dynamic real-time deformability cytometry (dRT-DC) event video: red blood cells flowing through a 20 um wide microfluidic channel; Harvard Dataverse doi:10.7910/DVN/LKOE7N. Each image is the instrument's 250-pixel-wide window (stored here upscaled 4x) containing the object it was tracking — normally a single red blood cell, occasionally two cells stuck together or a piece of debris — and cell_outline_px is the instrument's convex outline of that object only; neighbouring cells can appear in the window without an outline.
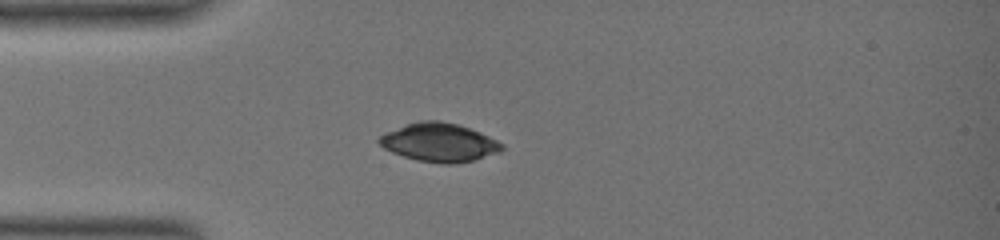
{"species": "common noctule bat (a hibernating species)", "species_latin": "Nyctalus noctula", "temperature_condition": "warm", "stored_images_in_passage": 42, "camera_frame_rate_fps": 3000, "um_per_image_px": 0.085, "animal": {"sex": "female", "body_mass_g": 19.0, "forearm_length_mm": 51.5}, "frame": {"image": 1, "passage_image": 1, "time_ms": 0.0, "image_size_px": [1000, 240], "cell_outline_px": [[504, 148], [500, 152], [476, 160], [452, 164], [444, 164], [416, 160], [392, 152], [384, 148], [376, 140], [380, 136], [388, 132], [408, 124], [420, 120], [440, 120], [456, 124], [480, 132], [504, 144]], "centroid_in_image_um": [37.37, 12.12], "position_along_channel_um": 47.6, "area_um2": 27.4}}
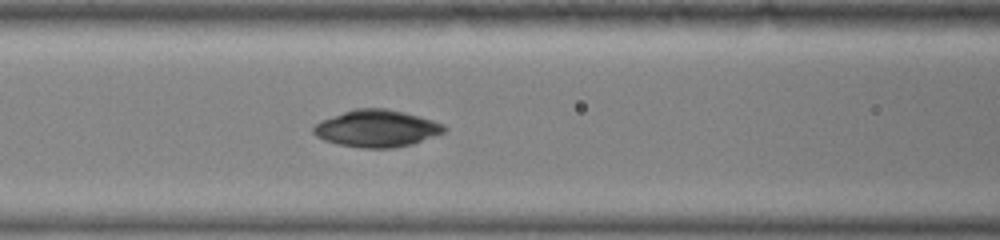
{"frame": {"image": 2, "passage_image": 10, "time_ms": 3.0, "image_size_px": [1000, 240], "cell_outline_px": [[444, 132], [412, 144], [392, 148], [360, 148], [340, 144], [324, 140], [316, 136], [312, 132], [312, 128], [320, 120], [356, 108], [384, 108], [404, 112], [432, 120], [444, 124]], "centroid_in_image_um": [31.99, 10.92], "position_along_channel_um": 134.6, "area_um2": 27.98}}
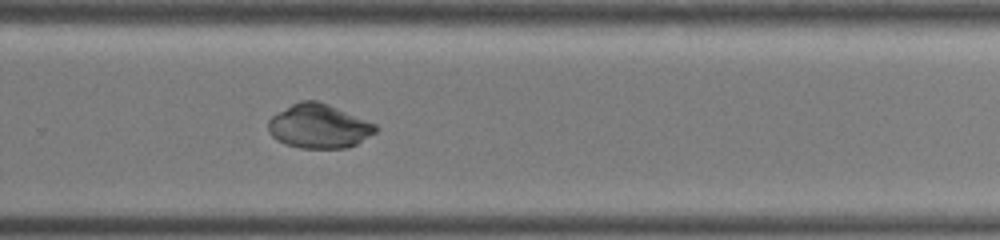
{"frame": {"image": 3, "passage_image": 25, "time_ms": 8.0, "image_size_px": [1000, 240], "cell_outline_px": [[376, 132], [356, 144], [344, 148], [300, 148], [284, 144], [276, 140], [268, 132], [268, 120], [272, 116], [292, 104], [300, 100], [316, 100], [328, 104], [376, 124]], "centroid_in_image_um": [27.07, 10.73], "position_along_channel_um": 302.7, "area_um2": 27.46}, "authors_computed_cell_mechanics": {"area_um2": 28.033, "velocity_mm_per_s": 3.372, "shape_relaxation_time_tau1_ms": null, "shape_relaxation_time_tau2_ms": 1.6601, "deformation_change_tau1": null, "deformation_change_tau2": 0.0197}}